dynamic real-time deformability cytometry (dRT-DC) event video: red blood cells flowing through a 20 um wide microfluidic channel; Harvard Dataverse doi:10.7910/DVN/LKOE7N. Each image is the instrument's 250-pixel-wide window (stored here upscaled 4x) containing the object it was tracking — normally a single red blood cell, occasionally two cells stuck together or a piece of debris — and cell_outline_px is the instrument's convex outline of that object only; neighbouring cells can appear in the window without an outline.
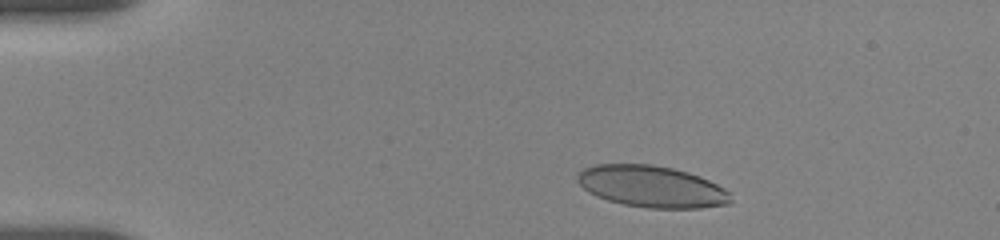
{"species": "human", "species_latin": "Homo sapiens", "temperature_condition": "room temperature", "stored_images_in_passage": 10, "camera_frame_rate_fps": 3000, "um_per_image_px": 0.085, "donor": {"sex": "female"}, "frame": {"image": 1, "passage_image": 2, "time_ms": 1.0, "image_size_px": [1000, 240], "cell_outline_px": [[732, 200], [728, 204], [700, 208], [648, 208], [624, 204], [608, 200], [596, 196], [588, 192], [576, 180], [576, 176], [584, 168], [596, 164], [652, 164], [672, 168], [688, 172], [700, 176], [724, 188], [728, 192]], "centroid_in_image_um": [55.38, 15.85], "position_along_channel_um": 29.6, "area_um2": 37.11}}
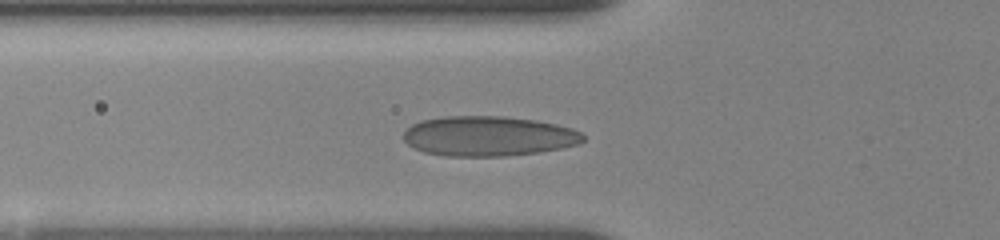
{"frame": {"image": 2, "passage_image": 10, "time_ms": 4.333, "image_size_px": [1000, 240], "cell_outline_px": [[584, 140], [580, 144], [540, 152], [504, 156], [444, 156], [424, 152], [408, 144], [404, 140], [404, 132], [412, 124], [420, 120], [444, 116], [504, 116], [536, 120], [556, 124], [572, 128], [580, 132], [584, 136]], "centroid_in_image_um": [41.52, 11.56], "position_along_channel_um": 84.3, "area_um2": 41.96}}